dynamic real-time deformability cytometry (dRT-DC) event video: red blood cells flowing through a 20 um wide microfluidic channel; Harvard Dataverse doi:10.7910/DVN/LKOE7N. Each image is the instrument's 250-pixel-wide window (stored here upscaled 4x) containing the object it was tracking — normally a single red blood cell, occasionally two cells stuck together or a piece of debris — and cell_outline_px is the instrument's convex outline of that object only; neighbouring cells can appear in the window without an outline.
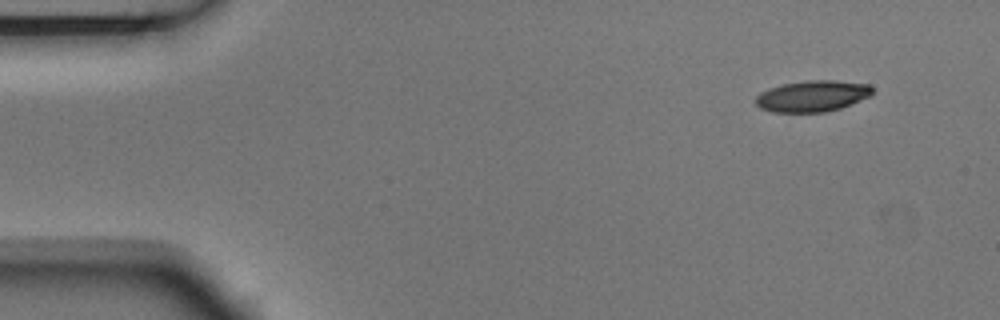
{"species": "Egyptian fruit bat (a non-hibernating species)", "species_latin": "Rousettus aegyptiacus", "temperature_condition": "room temperature", "stored_images_in_passage": 4, "camera_frame_rate_fps": 3000, "um_per_image_px": 0.085, "animal": {"sex": "male"}, "frame": {"image": 1, "passage_image": 1, "time_ms": 0.0, "image_size_px": [1000, 320], "cell_outline_px": [[872, 96], [840, 108], [824, 112], [772, 112], [760, 108], [756, 104], [756, 96], [760, 92], [768, 88], [784, 84], [808, 80], [836, 80], [868, 84], [872, 88]], "centroid_in_image_um": [69.05, 8.16], "position_along_channel_um": 15.9, "area_um2": 21.27}}